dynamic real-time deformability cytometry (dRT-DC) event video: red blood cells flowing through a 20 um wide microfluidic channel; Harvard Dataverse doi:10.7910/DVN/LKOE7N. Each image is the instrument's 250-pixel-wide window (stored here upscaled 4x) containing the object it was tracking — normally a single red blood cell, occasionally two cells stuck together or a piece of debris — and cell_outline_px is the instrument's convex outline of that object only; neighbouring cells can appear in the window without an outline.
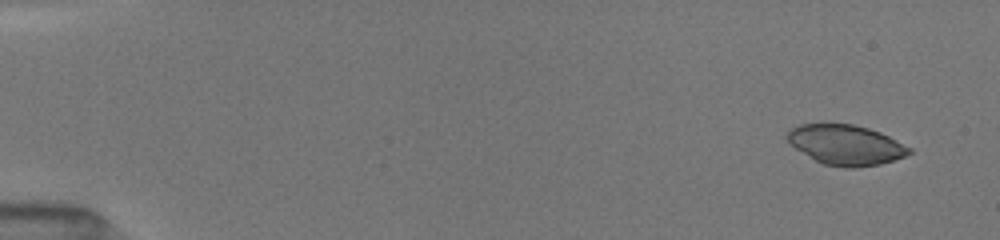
{"species": "common noctule bat (a hibernating species)", "species_latin": "Nyctalus noctula", "temperature_condition": "room temperature", "stored_images_in_passage": 9, "camera_frame_rate_fps": 3000, "um_per_image_px": 0.085, "animal": {"sex": "female", "body_mass_g": 19.5, "forearm_length_mm": 54.1}, "frame": {"image": 1, "passage_image": 1, "time_ms": 0.0, "image_size_px": [1000, 240], "cell_outline_px": [[912, 152], [904, 156], [880, 164], [856, 168], [848, 168], [824, 164], [816, 160], [788, 144], [784, 136], [792, 128], [800, 124], [852, 124], [868, 128], [880, 132], [912, 148]], "centroid_in_image_um": [71.87, 12.31], "position_along_channel_um": 13.1, "area_um2": 28.38}}
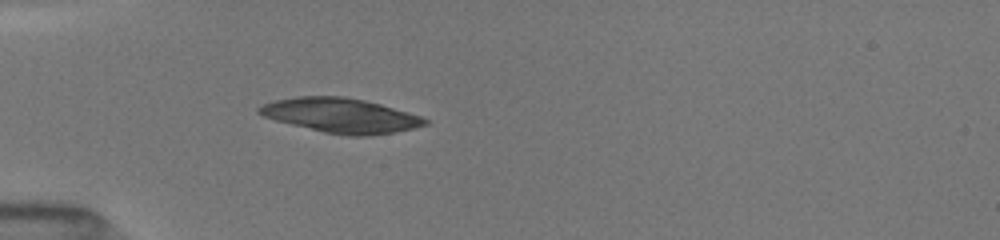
{"frame": {"image": 2, "passage_image": 6, "time_ms": 4.333, "image_size_px": [1000, 240], "cell_outline_px": [[428, 124], [396, 132], [372, 136], [348, 136], [324, 132], [276, 120], [264, 116], [256, 112], [256, 108], [264, 104], [276, 100], [296, 96], [344, 96], [364, 100], [380, 104], [420, 116], [428, 120]], "centroid_in_image_um": [28.96, 9.81], "position_along_channel_um": 56.0, "area_um2": 33.18}}